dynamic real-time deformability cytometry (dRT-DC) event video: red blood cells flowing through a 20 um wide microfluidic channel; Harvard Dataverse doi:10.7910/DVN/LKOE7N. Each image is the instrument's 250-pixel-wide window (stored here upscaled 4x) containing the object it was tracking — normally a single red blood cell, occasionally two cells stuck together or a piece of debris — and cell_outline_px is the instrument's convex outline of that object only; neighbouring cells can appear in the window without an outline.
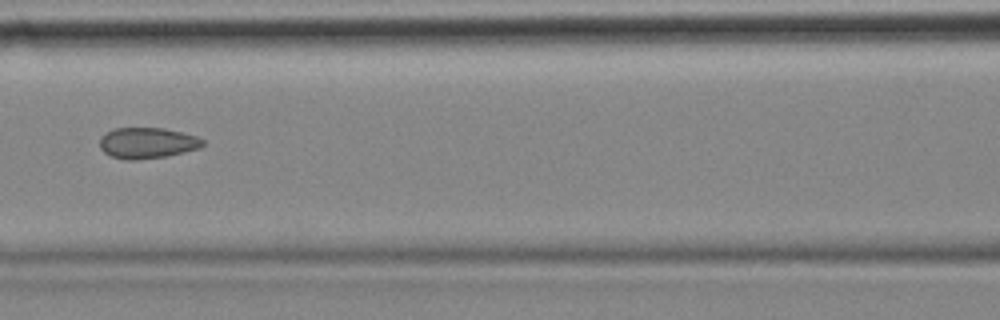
{"species": "common noctule bat (a hibernating species)", "species_latin": "Nyctalus noctula", "temperature_condition": "cold", "stored_images_in_passage": 16, "camera_frame_rate_fps": 3000, "um_per_image_px": 0.085, "animal": {"sex": "female", "body_mass_g": 18.4}, "frame": {"image": 1, "passage_image": 7, "time_ms": 2.0, "image_size_px": [1000, 320], "cell_outline_px": [[204, 144], [200, 148], [164, 156], [136, 160], [128, 160], [112, 156], [104, 152], [100, 148], [100, 136], [116, 128], [164, 128], [196, 136], [204, 140]], "centroid_in_image_um": [12.51, 12.15], "position_along_channel_um": 154.1, "area_um2": 18.32}}
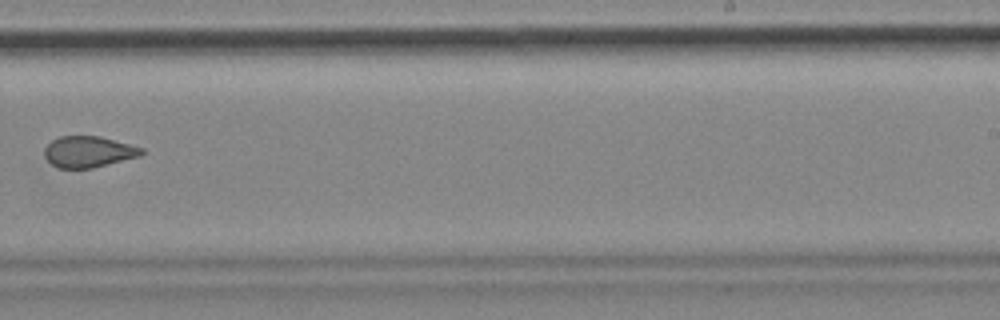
{"frame": {"image": 2, "passage_image": 10, "time_ms": 3.0, "image_size_px": [1000, 320], "cell_outline_px": [[144, 152], [140, 156], [92, 168], [56, 168], [44, 156], [44, 148], [52, 140], [60, 136], [100, 136], [144, 148]], "centroid_in_image_um": [7.51, 12.9], "position_along_channel_um": 281.5, "area_um2": 17.63}}
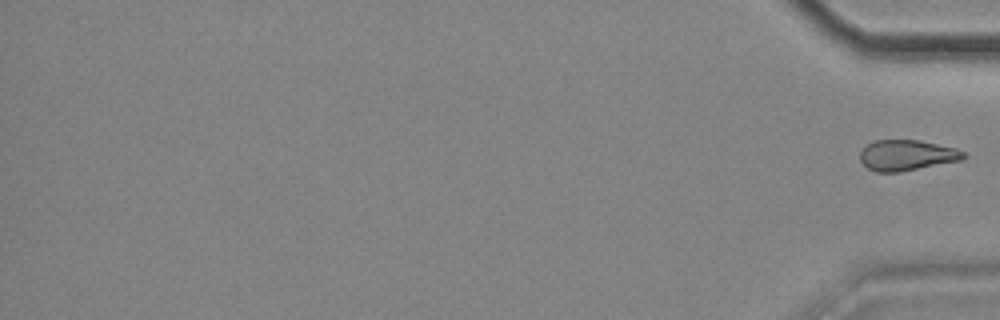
{"frame": {"image": 3, "passage_image": 16, "time_ms": 5.0, "image_size_px": [1000, 320], "cell_outline_px": [[968, 156], [964, 160], [900, 172], [876, 172], [868, 168], [860, 160], [860, 152], [872, 140], [920, 140], [956, 148], [964, 152]], "centroid_in_image_um": [77.12, 13.2], "position_along_channel_um": 358.1, "area_um2": 18.67}}